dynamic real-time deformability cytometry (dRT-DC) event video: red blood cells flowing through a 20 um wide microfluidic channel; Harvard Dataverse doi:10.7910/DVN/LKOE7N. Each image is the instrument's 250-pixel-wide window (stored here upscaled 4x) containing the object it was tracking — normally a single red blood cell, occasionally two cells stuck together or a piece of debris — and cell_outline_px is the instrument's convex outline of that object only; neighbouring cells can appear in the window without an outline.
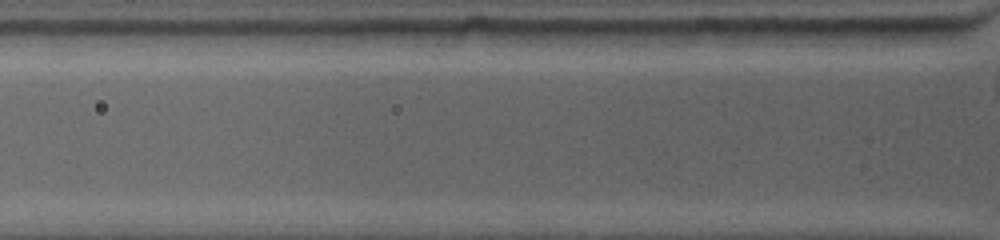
{"species": "common noctule bat (a hibernating species)", "species_latin": "Nyctalus noctula", "temperature_condition": "warm", "stored_images_in_passage": 2, "segment_of_instrument_passage": [2, 2], "camera_frame_rate_fps": 4500, "um_per_image_px": 0.085, "animal": {"sex": "female", "body_mass_g": 19.0, "forearm_length_mm": 53.3}, "frame": {"image": 1, "passage_image": 2, "time_ms": 0.667, "image_size_px": [1000, 240], "cell_outline_px": [[952, 28], [948, 36], [924, 44], [892, 48], [884, 48], [848, 44], [844, 28]], "centroid_in_image_um": [76.0, 3.1], "position_along_channel_um": 49.8, "area_um2": 12.43}}